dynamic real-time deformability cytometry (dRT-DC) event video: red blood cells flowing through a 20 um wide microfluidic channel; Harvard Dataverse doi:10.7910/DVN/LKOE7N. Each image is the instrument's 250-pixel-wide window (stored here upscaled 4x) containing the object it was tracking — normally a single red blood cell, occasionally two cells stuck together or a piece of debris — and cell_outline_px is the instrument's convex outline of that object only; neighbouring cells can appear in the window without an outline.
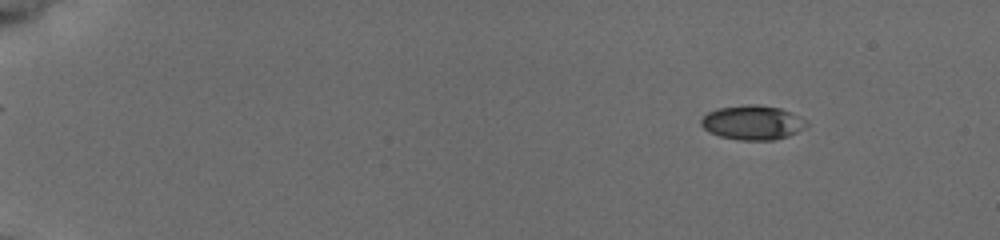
{"species": "common noctule bat (a hibernating species)", "species_latin": "Nyctalus noctula", "temperature_condition": "cold", "stored_images_in_passage": 57, "camera_frame_rate_fps": 3000, "um_per_image_px": 0.085, "animal": {"sex": "female", "body_mass_g": 19.5, "forearm_length_mm": 54.1}, "frame": {"image": 1, "passage_image": 8, "time_ms": 2.333, "image_size_px": [1000, 240], "cell_outline_px": [[808, 124], [804, 128], [788, 136], [772, 140], [740, 140], [720, 136], [708, 132], [700, 124], [700, 120], [708, 112], [720, 108], [744, 104], [756, 104], [780, 108], [808, 120]], "centroid_in_image_um": [63.96, 10.41], "position_along_channel_um": 21.0, "area_um2": 21.1}}
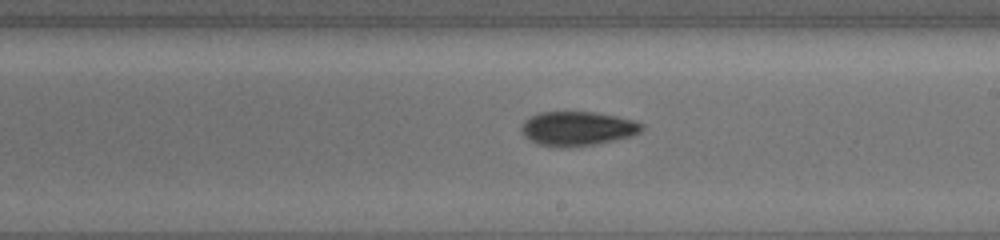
{"frame": {"image": 2, "passage_image": 36, "time_ms": 11.667, "image_size_px": [1000, 240], "cell_outline_px": [[644, 128], [640, 132], [632, 136], [596, 144], [568, 148], [552, 148], [536, 144], [524, 136], [520, 132], [520, 128], [524, 120], [540, 112], [596, 112], [616, 116], [632, 120], [644, 124]], "centroid_in_image_um": [49.05, 10.95], "position_along_channel_um": 239.9, "area_um2": 24.45}}
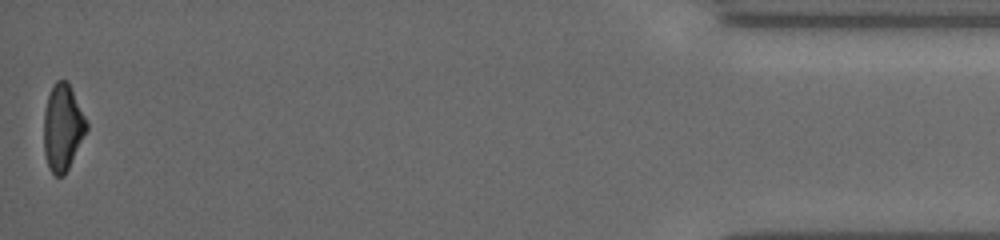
{"frame": {"image": 3, "passage_image": 57, "time_ms": 18.667, "image_size_px": [1000, 240], "cell_outline_px": [[88, 128], [64, 176], [56, 176], [52, 172], [48, 164], [44, 152], [44, 112], [48, 96], [56, 80], [68, 80], [88, 124]], "centroid_in_image_um": [5.33, 10.82], "position_along_channel_um": 429.9, "area_um2": 21.21}, "authors_computed_cell_mechanics": {"area_um2": 22.0218, "velocity_mm_per_s": 3.7875, "shape_relaxation_time_tau1_ms": 6.1259, "shape_relaxation_time_tau2_ms": 6.6308, "deformation_change_tau1": 0.179, "deformation_change_tau2": 0.1253}}